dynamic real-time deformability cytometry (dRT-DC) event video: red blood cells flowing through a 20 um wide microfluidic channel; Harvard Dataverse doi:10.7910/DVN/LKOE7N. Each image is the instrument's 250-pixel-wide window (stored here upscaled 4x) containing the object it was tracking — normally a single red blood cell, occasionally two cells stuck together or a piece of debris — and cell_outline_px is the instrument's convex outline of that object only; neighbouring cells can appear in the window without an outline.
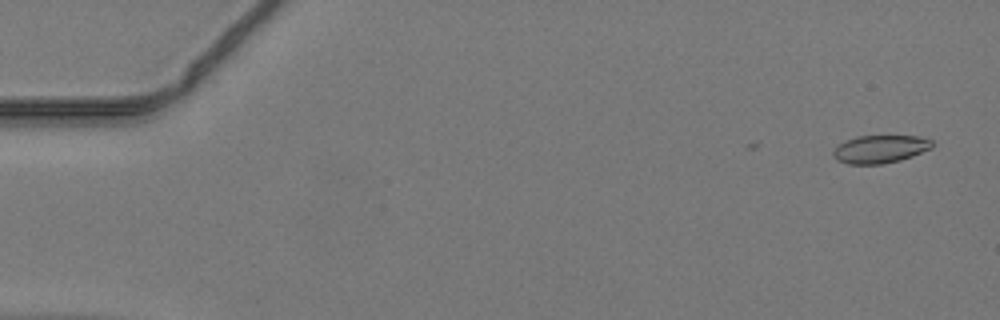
{"species": "common noctule bat (a hibernating species)", "species_latin": "Nyctalus noctula", "temperature_condition": "warm", "stored_images_in_passage": 3, "camera_frame_rate_fps": 3000, "um_per_image_px": 0.085, "animal": {"sex": "male", "body_mass_g": 19.2, "forearm_length_mm": 51.8}, "frame": {"image": 1, "passage_image": 3, "time_ms": 0.667, "image_size_px": [1000, 320], "cell_outline_px": [[932, 148], [912, 156], [900, 160], [884, 164], [848, 164], [836, 160], [832, 152], [840, 144], [856, 136], [916, 136], [932, 140]], "centroid_in_image_um": [74.81, 12.68], "position_along_channel_um": 10.2, "area_um2": 15.95}}